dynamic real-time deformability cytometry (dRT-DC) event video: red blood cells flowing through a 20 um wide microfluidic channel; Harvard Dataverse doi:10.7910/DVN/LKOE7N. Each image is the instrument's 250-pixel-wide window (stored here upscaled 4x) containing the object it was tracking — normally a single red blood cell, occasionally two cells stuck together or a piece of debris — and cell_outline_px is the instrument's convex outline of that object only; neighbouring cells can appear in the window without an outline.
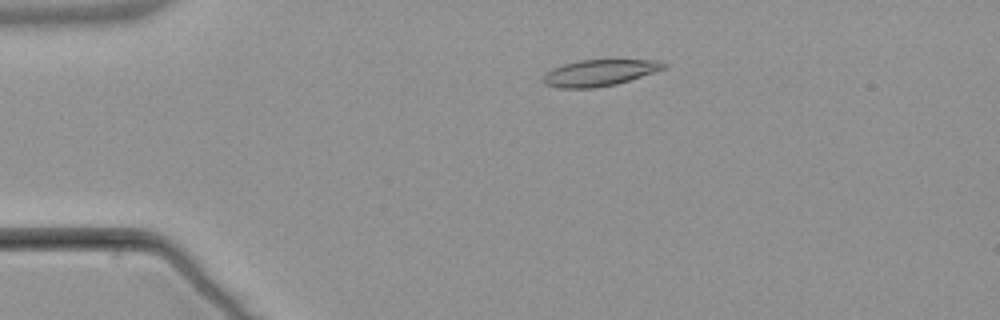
{"species": "common noctule bat (a hibernating species)", "species_latin": "Nyctalus noctula", "temperature_condition": "warm", "stored_images_in_passage": 3, "camera_frame_rate_fps": 3000, "um_per_image_px": 0.085, "animal": {"sex": "male", "body_mass_g": 21.5, "forearm_length_mm": 52.0}, "frame": {"image": 1, "passage_image": 2, "time_ms": 1.0, "image_size_px": [1000, 320], "cell_outline_px": [[668, 68], [616, 84], [596, 88], [560, 88], [544, 84], [544, 76], [552, 68], [564, 64], [580, 60], [660, 60], [668, 64]], "centroid_in_image_um": [51.01, 6.18], "position_along_channel_um": 34.0, "area_um2": 18.5}}